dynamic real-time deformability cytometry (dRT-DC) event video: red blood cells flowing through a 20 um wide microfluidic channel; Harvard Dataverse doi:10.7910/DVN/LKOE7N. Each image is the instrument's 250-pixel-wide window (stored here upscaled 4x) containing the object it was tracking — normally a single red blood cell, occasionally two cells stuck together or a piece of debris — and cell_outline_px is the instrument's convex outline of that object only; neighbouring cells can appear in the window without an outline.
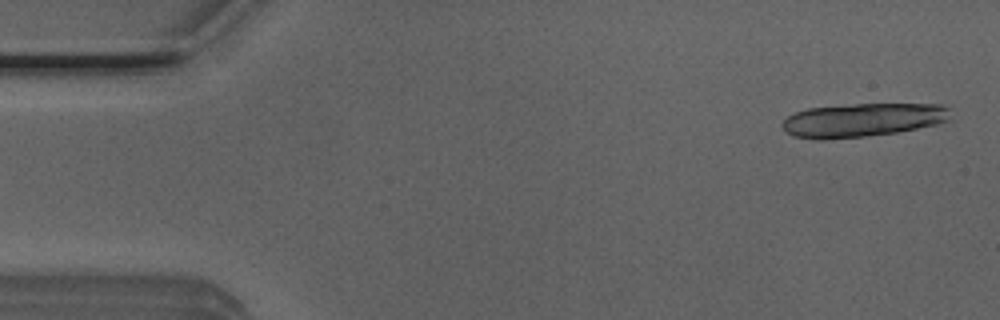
{"species": "Egyptian fruit bat (a non-hibernating species)", "species_latin": "Rousettus aegyptiacus", "temperature_condition": "room temperature", "stored_images_in_passage": 17, "camera_frame_rate_fps": 3000, "um_per_image_px": 0.085, "animal": {"sex": "male"}, "frame": {"image": 1, "passage_image": 2, "time_ms": 0.333, "image_size_px": [1000, 320], "cell_outline_px": [[948, 120], [936, 124], [896, 132], [868, 136], [824, 140], [820, 140], [792, 136], [784, 132], [780, 124], [788, 116], [796, 112], [808, 108], [856, 104], [940, 104], [948, 108]], "centroid_in_image_um": [73.23, 10.21], "position_along_channel_um": 11.8, "area_um2": 32.89}}